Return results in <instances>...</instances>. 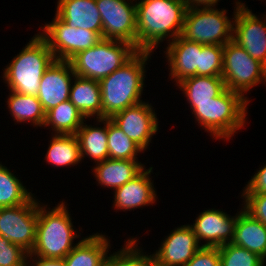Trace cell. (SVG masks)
<instances>
[{
    "instance_id": "33",
    "label": "cell",
    "mask_w": 266,
    "mask_h": 266,
    "mask_svg": "<svg viewBox=\"0 0 266 266\" xmlns=\"http://www.w3.org/2000/svg\"><path fill=\"white\" fill-rule=\"evenodd\" d=\"M221 45H204L200 54V76L221 77L223 68Z\"/></svg>"
},
{
    "instance_id": "20",
    "label": "cell",
    "mask_w": 266,
    "mask_h": 266,
    "mask_svg": "<svg viewBox=\"0 0 266 266\" xmlns=\"http://www.w3.org/2000/svg\"><path fill=\"white\" fill-rule=\"evenodd\" d=\"M145 164L139 160L107 158L95 163L91 171L97 185L114 191L137 176L145 168Z\"/></svg>"
},
{
    "instance_id": "16",
    "label": "cell",
    "mask_w": 266,
    "mask_h": 266,
    "mask_svg": "<svg viewBox=\"0 0 266 266\" xmlns=\"http://www.w3.org/2000/svg\"><path fill=\"white\" fill-rule=\"evenodd\" d=\"M74 76L75 73L70 61L55 59L46 69L40 80L37 93L45 113L60 103L69 100Z\"/></svg>"
},
{
    "instance_id": "37",
    "label": "cell",
    "mask_w": 266,
    "mask_h": 266,
    "mask_svg": "<svg viewBox=\"0 0 266 266\" xmlns=\"http://www.w3.org/2000/svg\"><path fill=\"white\" fill-rule=\"evenodd\" d=\"M247 182L241 194H264L266 193V164H262Z\"/></svg>"
},
{
    "instance_id": "31",
    "label": "cell",
    "mask_w": 266,
    "mask_h": 266,
    "mask_svg": "<svg viewBox=\"0 0 266 266\" xmlns=\"http://www.w3.org/2000/svg\"><path fill=\"white\" fill-rule=\"evenodd\" d=\"M140 237H128L124 245L105 260L103 266H145L150 260L149 255L138 246Z\"/></svg>"
},
{
    "instance_id": "35",
    "label": "cell",
    "mask_w": 266,
    "mask_h": 266,
    "mask_svg": "<svg viewBox=\"0 0 266 266\" xmlns=\"http://www.w3.org/2000/svg\"><path fill=\"white\" fill-rule=\"evenodd\" d=\"M240 196L243 199L241 206L266 226V193L241 194Z\"/></svg>"
},
{
    "instance_id": "32",
    "label": "cell",
    "mask_w": 266,
    "mask_h": 266,
    "mask_svg": "<svg viewBox=\"0 0 266 266\" xmlns=\"http://www.w3.org/2000/svg\"><path fill=\"white\" fill-rule=\"evenodd\" d=\"M218 250L220 266H266V261L259 255L232 243L224 244Z\"/></svg>"
},
{
    "instance_id": "14",
    "label": "cell",
    "mask_w": 266,
    "mask_h": 266,
    "mask_svg": "<svg viewBox=\"0 0 266 266\" xmlns=\"http://www.w3.org/2000/svg\"><path fill=\"white\" fill-rule=\"evenodd\" d=\"M161 241L150 260L157 266H185L203 246L189 224L175 227Z\"/></svg>"
},
{
    "instance_id": "12",
    "label": "cell",
    "mask_w": 266,
    "mask_h": 266,
    "mask_svg": "<svg viewBox=\"0 0 266 266\" xmlns=\"http://www.w3.org/2000/svg\"><path fill=\"white\" fill-rule=\"evenodd\" d=\"M152 103L142 101L109 118L125 135L146 151L159 130V120Z\"/></svg>"
},
{
    "instance_id": "9",
    "label": "cell",
    "mask_w": 266,
    "mask_h": 266,
    "mask_svg": "<svg viewBox=\"0 0 266 266\" xmlns=\"http://www.w3.org/2000/svg\"><path fill=\"white\" fill-rule=\"evenodd\" d=\"M40 26L38 34L47 42L56 60L69 61L102 39L97 32L68 26L56 14L51 22Z\"/></svg>"
},
{
    "instance_id": "34",
    "label": "cell",
    "mask_w": 266,
    "mask_h": 266,
    "mask_svg": "<svg viewBox=\"0 0 266 266\" xmlns=\"http://www.w3.org/2000/svg\"><path fill=\"white\" fill-rule=\"evenodd\" d=\"M29 253L0 235V266H26Z\"/></svg>"
},
{
    "instance_id": "5",
    "label": "cell",
    "mask_w": 266,
    "mask_h": 266,
    "mask_svg": "<svg viewBox=\"0 0 266 266\" xmlns=\"http://www.w3.org/2000/svg\"><path fill=\"white\" fill-rule=\"evenodd\" d=\"M55 60L47 42L36 33L3 69V83L8 90L37 96L40 80Z\"/></svg>"
},
{
    "instance_id": "11",
    "label": "cell",
    "mask_w": 266,
    "mask_h": 266,
    "mask_svg": "<svg viewBox=\"0 0 266 266\" xmlns=\"http://www.w3.org/2000/svg\"><path fill=\"white\" fill-rule=\"evenodd\" d=\"M99 9L103 38L131 44L137 50L136 2L133 0H95Z\"/></svg>"
},
{
    "instance_id": "15",
    "label": "cell",
    "mask_w": 266,
    "mask_h": 266,
    "mask_svg": "<svg viewBox=\"0 0 266 266\" xmlns=\"http://www.w3.org/2000/svg\"><path fill=\"white\" fill-rule=\"evenodd\" d=\"M239 211L234 216L220 209H206L189 224L203 247H220L231 243Z\"/></svg>"
},
{
    "instance_id": "4",
    "label": "cell",
    "mask_w": 266,
    "mask_h": 266,
    "mask_svg": "<svg viewBox=\"0 0 266 266\" xmlns=\"http://www.w3.org/2000/svg\"><path fill=\"white\" fill-rule=\"evenodd\" d=\"M249 104L239 93L226 88L212 101L188 107L195 124L198 123L212 139L229 141L247 125Z\"/></svg>"
},
{
    "instance_id": "38",
    "label": "cell",
    "mask_w": 266,
    "mask_h": 266,
    "mask_svg": "<svg viewBox=\"0 0 266 266\" xmlns=\"http://www.w3.org/2000/svg\"><path fill=\"white\" fill-rule=\"evenodd\" d=\"M26 266H65L64 259H51L28 256Z\"/></svg>"
},
{
    "instance_id": "21",
    "label": "cell",
    "mask_w": 266,
    "mask_h": 266,
    "mask_svg": "<svg viewBox=\"0 0 266 266\" xmlns=\"http://www.w3.org/2000/svg\"><path fill=\"white\" fill-rule=\"evenodd\" d=\"M110 242L105 233L99 232L78 239L77 245L64 258L65 266H103L111 255Z\"/></svg>"
},
{
    "instance_id": "1",
    "label": "cell",
    "mask_w": 266,
    "mask_h": 266,
    "mask_svg": "<svg viewBox=\"0 0 266 266\" xmlns=\"http://www.w3.org/2000/svg\"><path fill=\"white\" fill-rule=\"evenodd\" d=\"M186 10L184 0L136 1L137 51L154 53L161 42L169 44L180 36Z\"/></svg>"
},
{
    "instance_id": "7",
    "label": "cell",
    "mask_w": 266,
    "mask_h": 266,
    "mask_svg": "<svg viewBox=\"0 0 266 266\" xmlns=\"http://www.w3.org/2000/svg\"><path fill=\"white\" fill-rule=\"evenodd\" d=\"M137 50L126 42L102 38L69 61L75 76L100 81L125 64Z\"/></svg>"
},
{
    "instance_id": "27",
    "label": "cell",
    "mask_w": 266,
    "mask_h": 266,
    "mask_svg": "<svg viewBox=\"0 0 266 266\" xmlns=\"http://www.w3.org/2000/svg\"><path fill=\"white\" fill-rule=\"evenodd\" d=\"M7 96L9 114L13 117L14 123H30L33 127L43 128L45 121V111L37 96L23 95L9 90Z\"/></svg>"
},
{
    "instance_id": "23",
    "label": "cell",
    "mask_w": 266,
    "mask_h": 266,
    "mask_svg": "<svg viewBox=\"0 0 266 266\" xmlns=\"http://www.w3.org/2000/svg\"><path fill=\"white\" fill-rule=\"evenodd\" d=\"M92 124H87L85 120L83 125L77 131L76 136L80 144V153L82 161L85 157L91 159L93 164L101 162L109 158L108 150V119L97 118ZM103 126H102V125ZM99 125V126H98ZM101 125V126H100Z\"/></svg>"
},
{
    "instance_id": "19",
    "label": "cell",
    "mask_w": 266,
    "mask_h": 266,
    "mask_svg": "<svg viewBox=\"0 0 266 266\" xmlns=\"http://www.w3.org/2000/svg\"><path fill=\"white\" fill-rule=\"evenodd\" d=\"M55 14L72 28L88 29L103 38V26L95 0H57Z\"/></svg>"
},
{
    "instance_id": "17",
    "label": "cell",
    "mask_w": 266,
    "mask_h": 266,
    "mask_svg": "<svg viewBox=\"0 0 266 266\" xmlns=\"http://www.w3.org/2000/svg\"><path fill=\"white\" fill-rule=\"evenodd\" d=\"M204 45L191 42L181 35L171 41L163 53L168 64L169 78L174 85L183 79L200 76V54Z\"/></svg>"
},
{
    "instance_id": "24",
    "label": "cell",
    "mask_w": 266,
    "mask_h": 266,
    "mask_svg": "<svg viewBox=\"0 0 266 266\" xmlns=\"http://www.w3.org/2000/svg\"><path fill=\"white\" fill-rule=\"evenodd\" d=\"M69 100L81 112V114L91 121L102 118V97L100 83L97 80L74 76Z\"/></svg>"
},
{
    "instance_id": "3",
    "label": "cell",
    "mask_w": 266,
    "mask_h": 266,
    "mask_svg": "<svg viewBox=\"0 0 266 266\" xmlns=\"http://www.w3.org/2000/svg\"><path fill=\"white\" fill-rule=\"evenodd\" d=\"M63 201L51 209L46 203L38 200L36 241L29 256L64 259L77 245L74 241L84 238L82 227L78 230L73 225L68 204Z\"/></svg>"
},
{
    "instance_id": "28",
    "label": "cell",
    "mask_w": 266,
    "mask_h": 266,
    "mask_svg": "<svg viewBox=\"0 0 266 266\" xmlns=\"http://www.w3.org/2000/svg\"><path fill=\"white\" fill-rule=\"evenodd\" d=\"M85 120L81 112L67 100L45 113L43 127L51 129V134H76Z\"/></svg>"
},
{
    "instance_id": "29",
    "label": "cell",
    "mask_w": 266,
    "mask_h": 266,
    "mask_svg": "<svg viewBox=\"0 0 266 266\" xmlns=\"http://www.w3.org/2000/svg\"><path fill=\"white\" fill-rule=\"evenodd\" d=\"M0 161V208L27 203L35 194Z\"/></svg>"
},
{
    "instance_id": "18",
    "label": "cell",
    "mask_w": 266,
    "mask_h": 266,
    "mask_svg": "<svg viewBox=\"0 0 266 266\" xmlns=\"http://www.w3.org/2000/svg\"><path fill=\"white\" fill-rule=\"evenodd\" d=\"M145 167L132 180L113 192V209L117 211H134L145 206L156 204L158 196L152 180L153 167Z\"/></svg>"
},
{
    "instance_id": "40",
    "label": "cell",
    "mask_w": 266,
    "mask_h": 266,
    "mask_svg": "<svg viewBox=\"0 0 266 266\" xmlns=\"http://www.w3.org/2000/svg\"><path fill=\"white\" fill-rule=\"evenodd\" d=\"M145 266H157L153 261L149 260Z\"/></svg>"
},
{
    "instance_id": "25",
    "label": "cell",
    "mask_w": 266,
    "mask_h": 266,
    "mask_svg": "<svg viewBox=\"0 0 266 266\" xmlns=\"http://www.w3.org/2000/svg\"><path fill=\"white\" fill-rule=\"evenodd\" d=\"M175 86L184 94L188 106L212 101V98L219 96L226 89L223 78L214 76L188 77Z\"/></svg>"
},
{
    "instance_id": "8",
    "label": "cell",
    "mask_w": 266,
    "mask_h": 266,
    "mask_svg": "<svg viewBox=\"0 0 266 266\" xmlns=\"http://www.w3.org/2000/svg\"><path fill=\"white\" fill-rule=\"evenodd\" d=\"M221 77L227 89L239 93L250 103L252 99L247 94L251 89L260 83L266 84V67L231 40L224 45Z\"/></svg>"
},
{
    "instance_id": "2",
    "label": "cell",
    "mask_w": 266,
    "mask_h": 266,
    "mask_svg": "<svg viewBox=\"0 0 266 266\" xmlns=\"http://www.w3.org/2000/svg\"><path fill=\"white\" fill-rule=\"evenodd\" d=\"M154 53L137 51L125 64L100 83L102 97V118H111L127 107L143 101L142 95L146 84V65Z\"/></svg>"
},
{
    "instance_id": "30",
    "label": "cell",
    "mask_w": 266,
    "mask_h": 266,
    "mask_svg": "<svg viewBox=\"0 0 266 266\" xmlns=\"http://www.w3.org/2000/svg\"><path fill=\"white\" fill-rule=\"evenodd\" d=\"M108 150L110 159L139 160L144 150L108 119ZM139 154V155H138Z\"/></svg>"
},
{
    "instance_id": "13",
    "label": "cell",
    "mask_w": 266,
    "mask_h": 266,
    "mask_svg": "<svg viewBox=\"0 0 266 266\" xmlns=\"http://www.w3.org/2000/svg\"><path fill=\"white\" fill-rule=\"evenodd\" d=\"M248 8L240 5L237 9L233 22V41L266 67V12L260 17Z\"/></svg>"
},
{
    "instance_id": "36",
    "label": "cell",
    "mask_w": 266,
    "mask_h": 266,
    "mask_svg": "<svg viewBox=\"0 0 266 266\" xmlns=\"http://www.w3.org/2000/svg\"><path fill=\"white\" fill-rule=\"evenodd\" d=\"M185 266H220L218 247H202Z\"/></svg>"
},
{
    "instance_id": "26",
    "label": "cell",
    "mask_w": 266,
    "mask_h": 266,
    "mask_svg": "<svg viewBox=\"0 0 266 266\" xmlns=\"http://www.w3.org/2000/svg\"><path fill=\"white\" fill-rule=\"evenodd\" d=\"M45 154L46 163L65 168L82 163L80 144L76 134H51Z\"/></svg>"
},
{
    "instance_id": "10",
    "label": "cell",
    "mask_w": 266,
    "mask_h": 266,
    "mask_svg": "<svg viewBox=\"0 0 266 266\" xmlns=\"http://www.w3.org/2000/svg\"><path fill=\"white\" fill-rule=\"evenodd\" d=\"M37 223V196H33L25 204L0 208V235L29 254L35 245Z\"/></svg>"
},
{
    "instance_id": "39",
    "label": "cell",
    "mask_w": 266,
    "mask_h": 266,
    "mask_svg": "<svg viewBox=\"0 0 266 266\" xmlns=\"http://www.w3.org/2000/svg\"><path fill=\"white\" fill-rule=\"evenodd\" d=\"M187 9L218 7L220 0H184Z\"/></svg>"
},
{
    "instance_id": "6",
    "label": "cell",
    "mask_w": 266,
    "mask_h": 266,
    "mask_svg": "<svg viewBox=\"0 0 266 266\" xmlns=\"http://www.w3.org/2000/svg\"><path fill=\"white\" fill-rule=\"evenodd\" d=\"M232 18L227 15L226 9L192 8L187 9L184 18V27L181 36L188 41L203 45H221L233 40L234 16L243 1L234 0Z\"/></svg>"
},
{
    "instance_id": "22",
    "label": "cell",
    "mask_w": 266,
    "mask_h": 266,
    "mask_svg": "<svg viewBox=\"0 0 266 266\" xmlns=\"http://www.w3.org/2000/svg\"><path fill=\"white\" fill-rule=\"evenodd\" d=\"M238 210L231 243L256 253L266 261V226L248 213L243 206Z\"/></svg>"
}]
</instances>
